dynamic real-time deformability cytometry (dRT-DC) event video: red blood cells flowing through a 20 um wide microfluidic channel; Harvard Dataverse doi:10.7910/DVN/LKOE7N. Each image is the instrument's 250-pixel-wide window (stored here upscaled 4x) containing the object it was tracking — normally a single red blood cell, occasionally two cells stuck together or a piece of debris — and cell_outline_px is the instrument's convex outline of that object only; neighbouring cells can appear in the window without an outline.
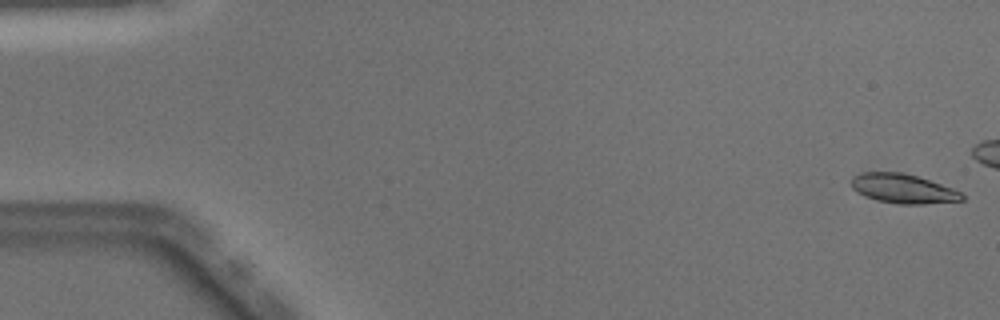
{"species": "Egyptian fruit bat (a non-hibernating species)", "species_latin": "Rousettus aegyptiacus", "temperature_condition": "warm", "stored_images_in_passage": 15, "camera_frame_rate_fps": 3000, "um_per_image_px": 0.085, "animal": {"sex": "male"}, "frame": {"image": 1, "passage_image": 1, "time_ms": 0.0, "image_size_px": [1000, 320], "cell_outline_px": [[964, 200], [924, 204], [900, 204], [880, 200], [864, 196], [856, 192], [852, 188], [852, 176], [864, 172], [900, 172], [916, 176], [952, 188], [960, 192], [964, 196]], "centroid_in_image_um": [76.74, 16.03], "position_along_channel_um": 8.3, "area_um2": 18.67}}